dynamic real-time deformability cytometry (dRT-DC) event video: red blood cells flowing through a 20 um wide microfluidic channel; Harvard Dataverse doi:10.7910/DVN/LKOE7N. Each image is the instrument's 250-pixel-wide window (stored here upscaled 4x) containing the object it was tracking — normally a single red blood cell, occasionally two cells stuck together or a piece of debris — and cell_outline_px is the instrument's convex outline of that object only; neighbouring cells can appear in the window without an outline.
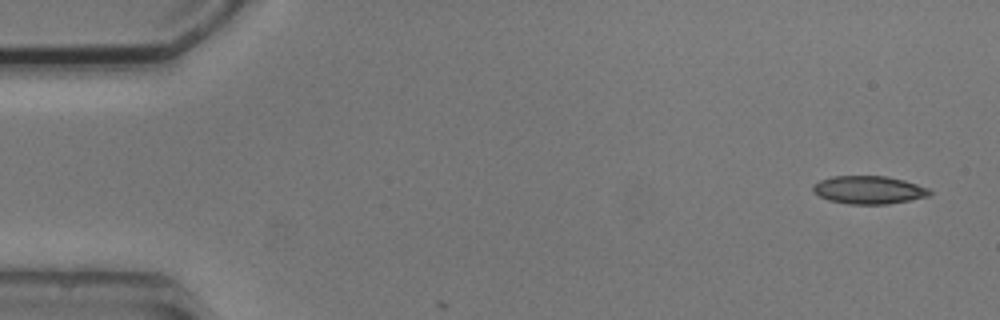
{"species": "common noctule bat (a hibernating species)", "species_latin": "Nyctalus noctula", "temperature_condition": "cold", "stored_images_in_passage": 2, "camera_frame_rate_fps": 3000, "um_per_image_px": 0.085, "animal": {"sex": "male", "body_mass_g": 20.5, "forearm_length_mm": 52.5}, "frame": {"image": 1, "passage_image": 1, "time_ms": 0.0, "image_size_px": [1000, 320], "cell_outline_px": [[932, 196], [888, 204], [848, 204], [828, 200], [812, 192], [812, 184], [820, 180], [832, 176], [888, 176], [904, 180], [928, 188], [932, 192]], "centroid_in_image_um": [73.84, 16.14], "position_along_channel_um": 11.2, "area_um2": 19.25}}